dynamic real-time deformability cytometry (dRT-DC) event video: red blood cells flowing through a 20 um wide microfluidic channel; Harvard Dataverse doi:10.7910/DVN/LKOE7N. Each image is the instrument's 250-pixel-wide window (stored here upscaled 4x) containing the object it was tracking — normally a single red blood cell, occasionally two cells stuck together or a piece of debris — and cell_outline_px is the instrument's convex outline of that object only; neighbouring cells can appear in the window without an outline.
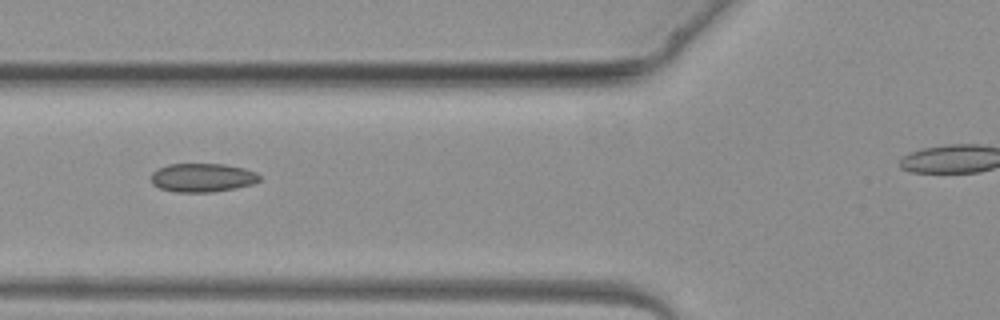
{"species": "common noctule bat (a hibernating species)", "species_latin": "Nyctalus noctula", "temperature_condition": "warm", "stored_images_in_passage": 5, "segment_of_instrument_passage": [1, 2], "camera_frame_rate_fps": 3000, "um_per_image_px": 0.085, "animal": {"sex": "female", "body_mass_g": 19.3, "forearm_length_mm": 54.1}, "frame": {"image": 1, "passage_image": 4, "time_ms": 4.333, "image_size_px": [1000, 320], "cell_outline_px": [[260, 180], [252, 184], [236, 188], [212, 192], [176, 192], [160, 188], [152, 184], [152, 172], [156, 168], [168, 164], [224, 164], [244, 168], [256, 172], [260, 176]], "centroid_in_image_um": [17.2, 15.09], "position_along_channel_um": 108.6, "area_um2": 18.21}}